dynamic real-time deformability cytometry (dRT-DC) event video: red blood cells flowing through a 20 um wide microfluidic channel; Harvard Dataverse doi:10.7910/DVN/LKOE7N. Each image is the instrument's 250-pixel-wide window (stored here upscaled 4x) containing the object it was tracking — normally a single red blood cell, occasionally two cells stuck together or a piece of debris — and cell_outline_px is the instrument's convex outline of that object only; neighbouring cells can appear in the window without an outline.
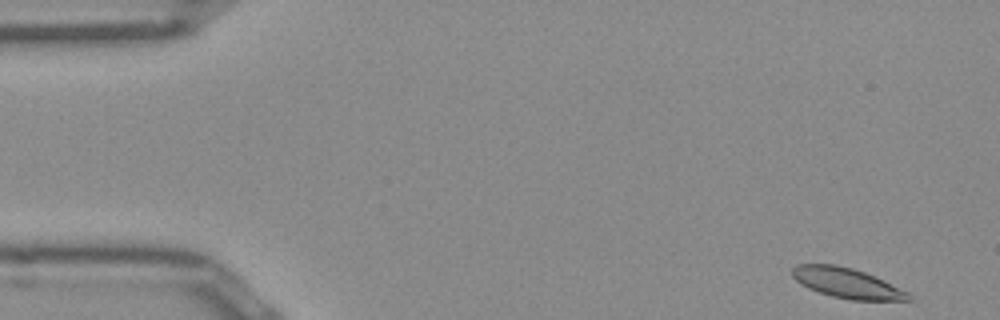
{"species": "Egyptian fruit bat (a non-hibernating species)", "species_latin": "Rousettus aegyptiacus", "temperature_condition": "room temperature", "stored_images_in_passage": 13, "camera_frame_rate_fps": 3000, "um_per_image_px": 0.085, "frame": {"image": 1, "passage_image": 1, "time_ms": 0.0, "image_size_px": [1000, 320], "cell_outline_px": [[912, 300], [852, 300], [832, 296], [808, 288], [800, 284], [792, 276], [792, 268], [796, 264], [832, 264], [852, 268], [864, 272], [884, 280], [908, 292], [912, 296]], "centroid_in_image_um": [71.98, 24.06], "position_along_channel_um": 13.0, "area_um2": 20.29}}